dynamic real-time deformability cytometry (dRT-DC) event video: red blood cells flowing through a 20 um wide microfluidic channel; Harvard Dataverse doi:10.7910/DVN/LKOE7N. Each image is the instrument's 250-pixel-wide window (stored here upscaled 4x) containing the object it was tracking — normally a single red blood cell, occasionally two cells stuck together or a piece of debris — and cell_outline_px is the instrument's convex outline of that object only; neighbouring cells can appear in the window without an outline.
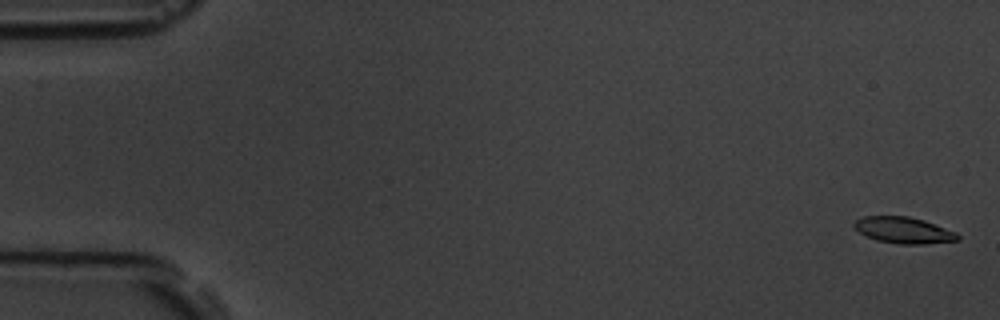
{"species": "common noctule bat (a hibernating species)", "species_latin": "Nyctalus noctula", "temperature_condition": "room temperature", "stored_images_in_passage": 6, "segment_of_instrument_passage": [1, 2], "camera_frame_rate_fps": 3000, "um_per_image_px": 0.085, "animal": {"sex": "male", "body_mass_g": 19.5, "forearm_length_mm": 54.6}, "frame": {"image": 1, "passage_image": 1, "time_ms": 0.0, "image_size_px": [1000, 320], "cell_outline_px": [[960, 240], [924, 244], [900, 244], [876, 240], [860, 232], [852, 224], [856, 220], [864, 216], [908, 216], [924, 220], [956, 232], [960, 236]], "centroid_in_image_um": [76.83, 19.57], "position_along_channel_um": 8.2, "area_um2": 15.78}}